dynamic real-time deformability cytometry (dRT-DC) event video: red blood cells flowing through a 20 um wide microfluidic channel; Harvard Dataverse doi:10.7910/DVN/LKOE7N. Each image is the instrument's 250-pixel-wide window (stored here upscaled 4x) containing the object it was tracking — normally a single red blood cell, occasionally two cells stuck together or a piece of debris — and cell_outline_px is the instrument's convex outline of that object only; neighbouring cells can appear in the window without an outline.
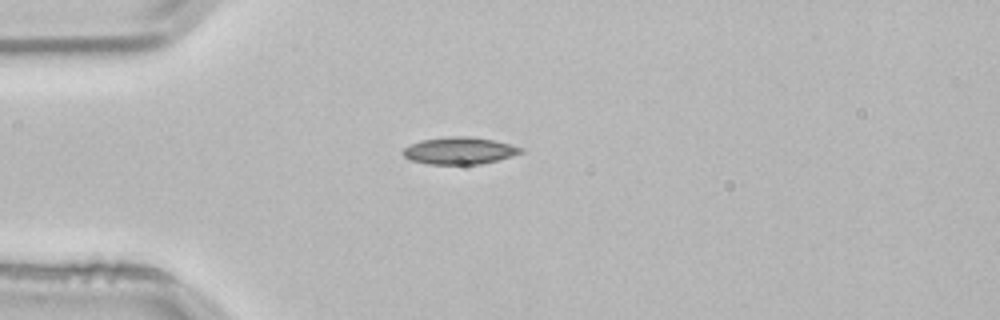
{"species": "common noctule bat (a hibernating species)", "species_latin": "Nyctalus noctula", "temperature_condition": "room temperature", "stored_images_in_passage": 40, "camera_frame_rate_fps": 3000, "um_per_image_px": 0.085, "animal": {"sex": "male", "body_mass_g": 21.5, "forearm_length_mm": 52.0}, "frame": {"image": 1, "passage_image": 1, "time_ms": 0.0, "image_size_px": [1000, 320], "cell_outline_px": [[524, 152], [496, 160], [480, 164], [428, 164], [412, 160], [404, 156], [400, 152], [404, 148], [420, 140], [448, 136], [468, 136], [492, 140], [524, 148]], "centroid_in_image_um": [39.02, 12.8], "position_along_channel_um": 46.0, "area_um2": 18.44}}
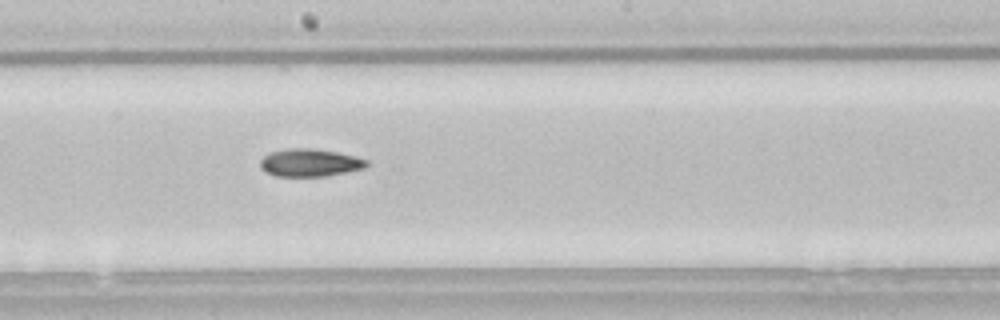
{"frame": {"image": 2, "passage_image": 16, "time_ms": 5.0, "image_size_px": [1000, 320], "cell_outline_px": [[368, 164], [364, 168], [348, 172], [324, 176], [276, 176], [260, 168], [260, 160], [268, 152], [288, 148], [308, 148], [336, 152], [356, 156], [368, 160]], "centroid_in_image_um": [26.33, 13.82], "position_along_channel_um": 221.9, "area_um2": 17.17}}
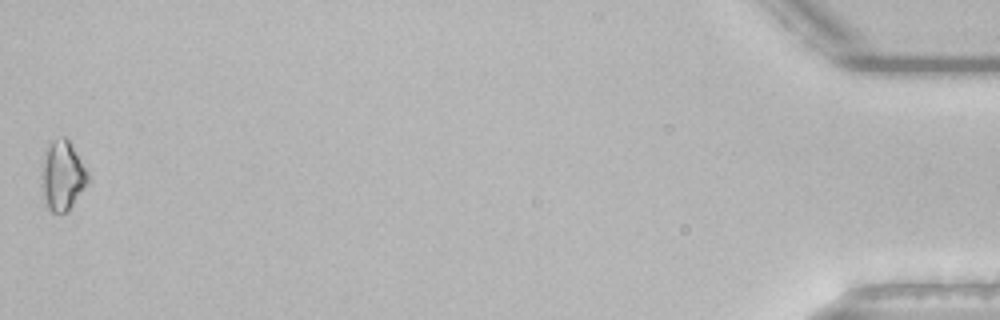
{"frame": {"image": 3, "passage_image": 40, "time_ms": 13.0, "image_size_px": [1000, 320], "cell_outline_px": [[88, 180], [68, 212], [52, 212], [44, 204], [40, 184], [40, 176], [44, 152], [48, 140], [60, 136], [64, 136], [68, 140], [88, 172]], "centroid_in_image_um": [5.23, 14.9], "position_along_channel_um": 430.0, "area_um2": 19.07}, "authors_computed_cell_mechanics": {"area_um2": 16.8487, "velocity_mm_per_s": 3.8427, "shape_relaxation_time_tau1_ms": 7.2988, "shape_relaxation_time_tau2_ms": null, "deformation_change_tau1": 0.1342, "deformation_change_tau2": null}}